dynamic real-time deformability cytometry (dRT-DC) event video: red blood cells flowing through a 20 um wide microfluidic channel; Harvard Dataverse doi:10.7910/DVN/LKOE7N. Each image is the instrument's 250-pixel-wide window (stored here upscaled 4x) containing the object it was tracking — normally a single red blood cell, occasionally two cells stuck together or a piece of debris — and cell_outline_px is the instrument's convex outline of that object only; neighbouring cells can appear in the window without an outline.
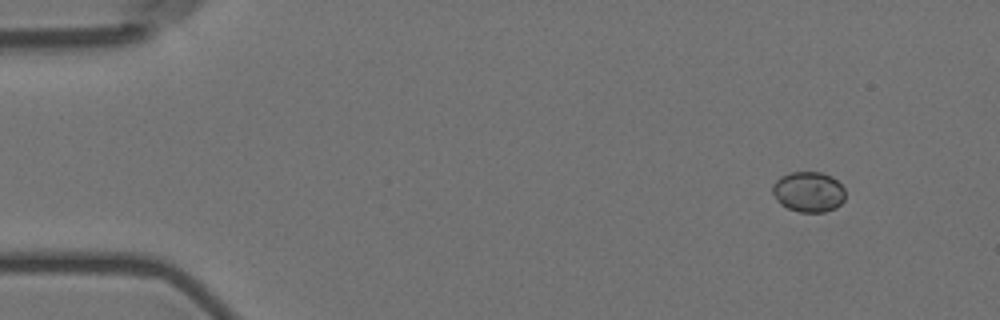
{"species": "Egyptian fruit bat (a non-hibernating species)", "species_latin": "Rousettus aegyptiacus", "temperature_condition": "room temperature", "stored_images_in_passage": 5, "camera_frame_rate_fps": 3000, "um_per_image_px": 0.085, "animal": {"sex": "female"}, "frame": {"image": 1, "passage_image": 1, "time_ms": 0.0, "image_size_px": [1000, 320], "cell_outline_px": [[844, 200], [836, 208], [824, 212], [800, 212], [788, 208], [780, 204], [772, 192], [772, 184], [780, 176], [792, 172], [820, 172], [832, 176], [844, 188]], "centroid_in_image_um": [68.72, 16.3], "position_along_channel_um": 16.3, "area_um2": 17.17}}
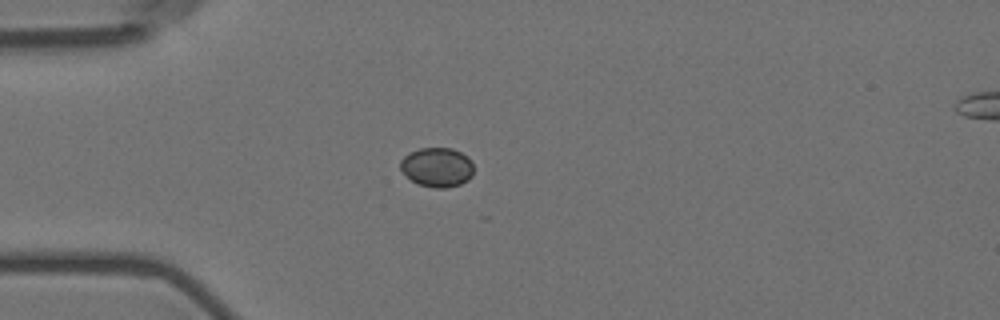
{"frame": {"image": 2, "passage_image": 4, "time_ms": 1.0, "image_size_px": [1000, 320], "cell_outline_px": [[472, 176], [468, 180], [460, 184], [448, 188], [432, 188], [416, 184], [400, 168], [400, 160], [408, 152], [420, 148], [452, 148], [460, 152], [472, 160]], "centroid_in_image_um": [37.14, 14.22], "position_along_channel_um": 47.9, "area_um2": 16.94}}